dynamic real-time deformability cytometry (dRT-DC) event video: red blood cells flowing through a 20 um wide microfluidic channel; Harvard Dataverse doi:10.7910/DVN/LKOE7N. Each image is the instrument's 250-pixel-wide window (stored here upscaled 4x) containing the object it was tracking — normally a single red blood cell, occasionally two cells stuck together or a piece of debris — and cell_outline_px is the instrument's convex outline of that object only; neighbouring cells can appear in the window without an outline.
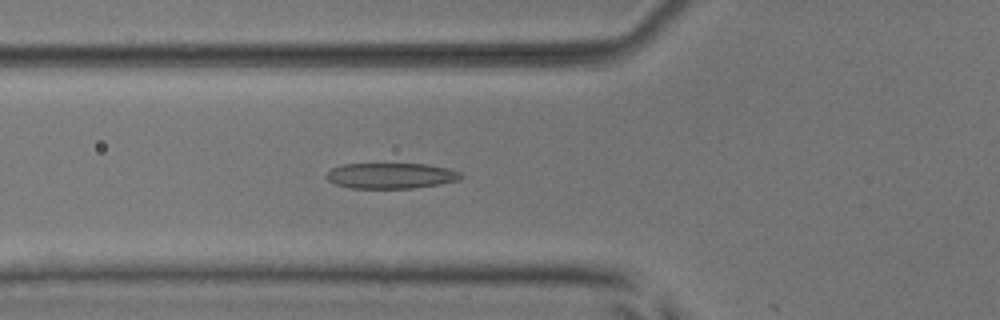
{"species": "common noctule bat (a hibernating species)", "species_latin": "Nyctalus noctula", "temperature_condition": "room temperature", "stored_images_in_passage": 21, "camera_frame_rate_fps": 3000, "um_per_image_px": 0.085, "animal": {"sex": "male", "body_mass_g": 17.9, "forearm_length_mm": 54.2}, "frame": {"image": 1, "passage_image": 20, "time_ms": 6.333, "image_size_px": [1000, 320], "cell_outline_px": [[464, 176], [460, 180], [440, 184], [412, 188], [348, 188], [336, 184], [328, 180], [324, 176], [332, 168], [344, 164], [428, 164], [448, 168], [460, 172]], "centroid_in_image_um": [33.25, 14.94], "position_along_channel_um": 92.6, "area_um2": 20.17}}